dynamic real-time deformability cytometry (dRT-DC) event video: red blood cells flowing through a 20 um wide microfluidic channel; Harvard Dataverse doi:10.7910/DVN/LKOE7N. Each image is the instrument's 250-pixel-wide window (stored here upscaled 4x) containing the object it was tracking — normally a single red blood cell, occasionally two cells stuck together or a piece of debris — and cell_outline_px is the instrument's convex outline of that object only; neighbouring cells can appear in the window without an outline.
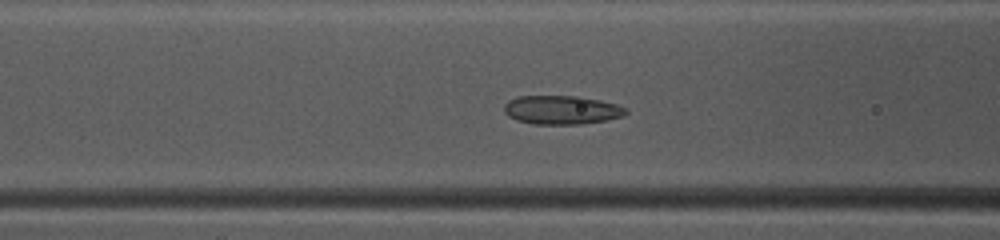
{"species": "common noctule bat (a hibernating species)", "species_latin": "Nyctalus noctula", "temperature_condition": "warm", "stored_images_in_passage": 31, "camera_frame_rate_fps": 3000, "um_per_image_px": 0.085, "animal": {"sex": "female", "body_mass_g": 10.0, "forearm_length_mm": 53.1}, "frame": {"image": 1, "passage_image": 6, "time_ms": 1.667, "image_size_px": [1000, 240], "cell_outline_px": [[628, 112], [624, 116], [604, 120], [580, 124], [532, 124], [516, 120], [508, 116], [504, 112], [504, 104], [508, 100], [516, 96], [580, 96], [600, 100], [616, 104], [628, 108]], "centroid_in_image_um": [47.72, 9.34], "position_along_channel_um": 118.9, "area_um2": 20.58}}
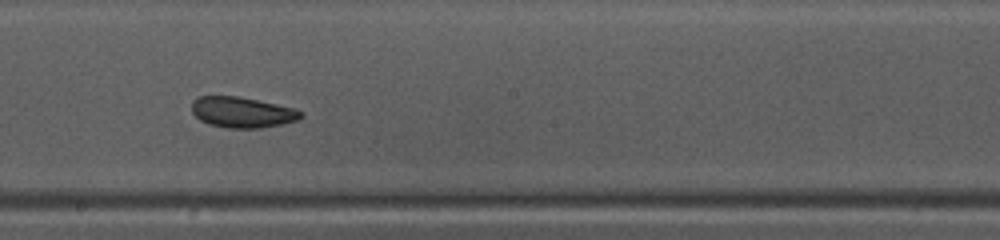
{"frame": {"image": 2, "passage_image": 14, "time_ms": 4.333, "image_size_px": [1000, 240], "cell_outline_px": [[304, 116], [300, 120], [284, 124], [260, 128], [228, 128], [208, 124], [200, 120], [192, 112], [192, 100], [196, 96], [240, 96], [296, 108], [304, 112]], "centroid_in_image_um": [20.63, 9.54], "position_along_channel_um": 227.6, "area_um2": 19.94}}
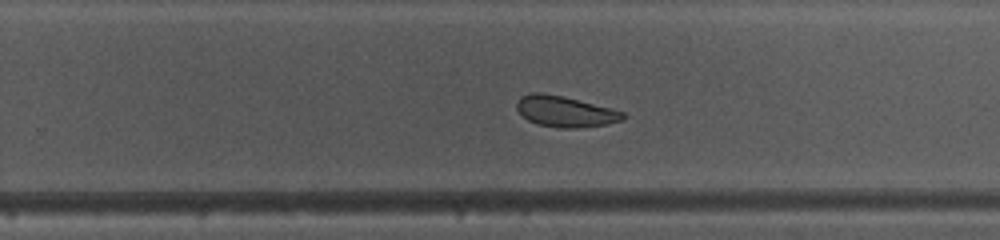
{"frame": {"image": 3, "passage_image": 18, "time_ms": 5.667, "image_size_px": [1000, 240], "cell_outline_px": [[628, 116], [624, 120], [608, 124], [576, 128], [560, 128], [536, 124], [528, 120], [516, 108], [516, 104], [520, 96], [528, 92], [540, 92], [564, 96], [612, 108], [624, 112]], "centroid_in_image_um": [48.06, 9.47], "position_along_channel_um": 281.7, "area_um2": 19.42}, "authors_computed_cell_mechanics": {"area_um2": 19.941, "velocity_mm_per_s": 4.0741, "shape_relaxation_time_tau1_ms": 9.7109, "shape_relaxation_time_tau2_ms": 5.6407, "deformation_change_tau1": 0.1667, "deformation_change_tau2": 0.0981}}